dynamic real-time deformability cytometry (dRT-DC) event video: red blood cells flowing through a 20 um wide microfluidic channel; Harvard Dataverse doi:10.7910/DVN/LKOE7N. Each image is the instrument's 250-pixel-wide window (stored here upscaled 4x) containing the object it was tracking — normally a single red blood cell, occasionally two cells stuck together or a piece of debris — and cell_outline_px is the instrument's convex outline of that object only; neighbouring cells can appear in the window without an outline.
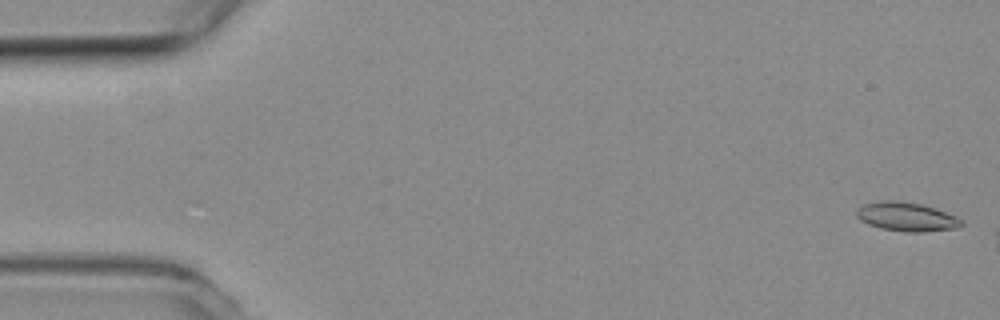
{"species": "common noctule bat (a hibernating species)", "species_latin": "Nyctalus noctula", "temperature_condition": "room temperature", "stored_images_in_passage": 8, "camera_frame_rate_fps": 3000, "um_per_image_px": 0.085, "animal": {"sex": "female", "body_mass_g": 19.3, "forearm_length_mm": 54.1}, "frame": {"image": 1, "passage_image": 1, "time_ms": 0.0, "image_size_px": [1000, 320], "cell_outline_px": [[964, 224], [956, 228], [920, 232], [904, 232], [880, 228], [868, 224], [860, 220], [856, 216], [856, 212], [864, 204], [880, 200], [896, 200], [920, 204], [956, 216]], "centroid_in_image_um": [77.01, 18.43], "position_along_channel_um": 8.0, "area_um2": 17.46}}